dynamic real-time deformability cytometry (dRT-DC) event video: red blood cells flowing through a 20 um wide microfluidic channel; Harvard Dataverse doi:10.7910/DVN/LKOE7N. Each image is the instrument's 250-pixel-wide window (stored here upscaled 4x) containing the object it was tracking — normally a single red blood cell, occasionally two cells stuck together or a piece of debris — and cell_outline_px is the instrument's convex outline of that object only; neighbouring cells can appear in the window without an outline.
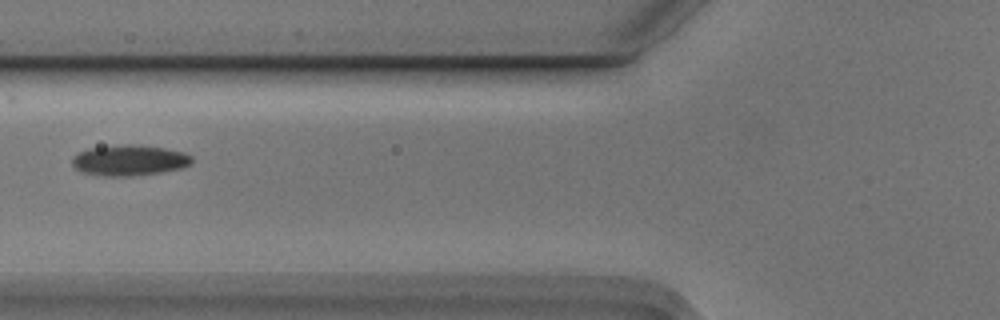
{"species": "Egyptian fruit bat (a non-hibernating species)", "species_latin": "Rousettus aegyptiacus", "temperature_condition": "cold", "stored_images_in_passage": 4, "camera_frame_rate_fps": 3000, "um_per_image_px": 0.085, "animal": {"sex": "male"}, "frame": {"image": 1, "passage_image": 2, "time_ms": 0.333, "image_size_px": [1000, 320], "cell_outline_px": [[192, 164], [180, 168], [160, 172], [128, 176], [108, 176], [84, 172], [76, 168], [72, 164], [72, 156], [76, 152], [88, 148], [124, 144], [140, 144], [164, 148], [184, 152], [192, 156]], "centroid_in_image_um": [10.99, 13.6], "position_along_channel_um": 114.8, "area_um2": 21.44}}
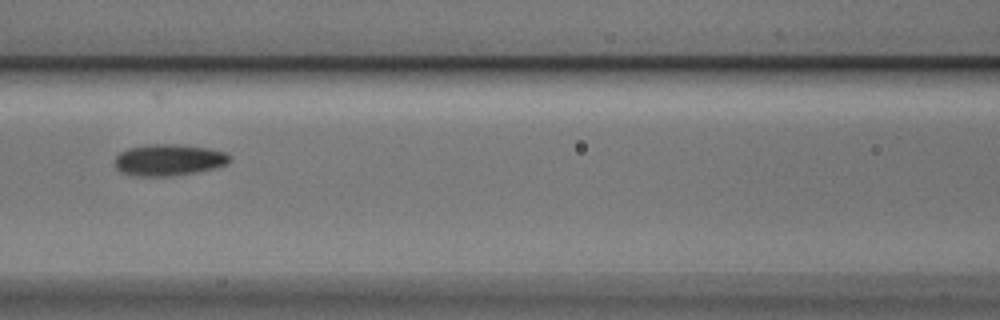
{"frame": {"image": 2, "passage_image": 3, "time_ms": 0.667, "image_size_px": [1000, 320], "cell_outline_px": [[232, 160], [228, 164], [216, 168], [196, 172], [172, 176], [132, 176], [120, 172], [116, 168], [116, 156], [120, 152], [128, 148], [148, 144], [176, 144], [208, 148], [228, 152], [232, 156]], "centroid_in_image_um": [14.39, 13.6], "position_along_channel_um": 152.2, "area_um2": 21.44}}
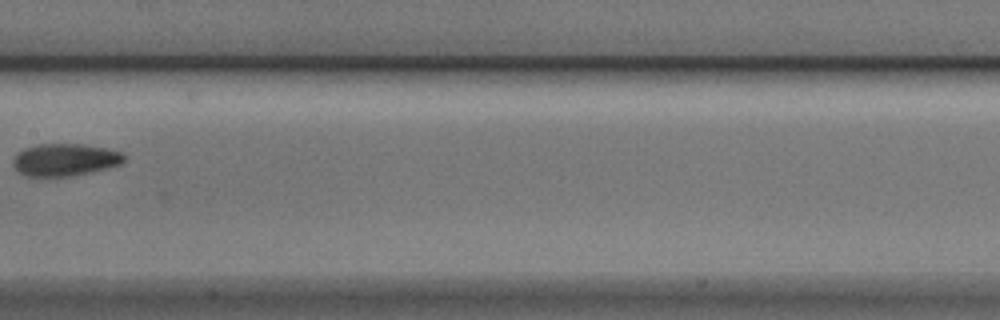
{"frame": {"image": 3, "passage_image": 4, "time_ms": 1.0, "image_size_px": [1000, 320], "cell_outline_px": [[128, 156], [120, 164], [108, 168], [68, 176], [24, 176], [12, 164], [12, 160], [16, 152], [24, 148], [40, 144], [84, 144], [108, 148], [124, 152]], "centroid_in_image_um": [5.54, 13.56], "position_along_channel_um": 201.9, "area_um2": 21.1}}